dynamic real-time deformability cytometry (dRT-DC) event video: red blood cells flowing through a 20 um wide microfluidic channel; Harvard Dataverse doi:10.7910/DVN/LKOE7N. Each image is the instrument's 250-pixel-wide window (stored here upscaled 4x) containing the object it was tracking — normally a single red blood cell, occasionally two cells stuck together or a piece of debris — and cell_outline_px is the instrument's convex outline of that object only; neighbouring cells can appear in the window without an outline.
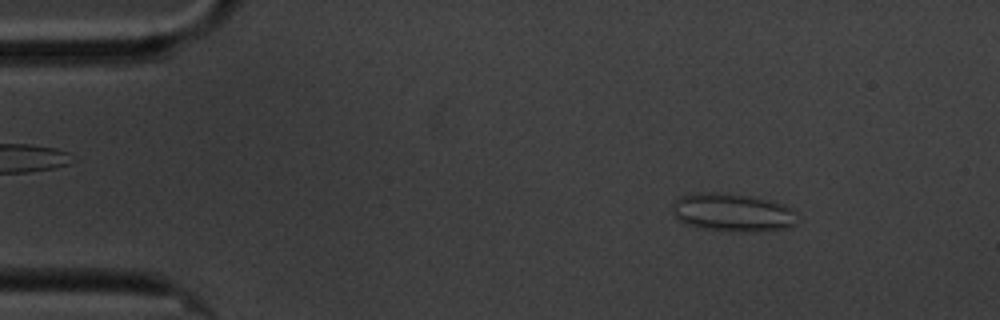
{"species": "common noctule bat (a hibernating species)", "species_latin": "Nyctalus noctula", "temperature_condition": "cold", "stored_images_in_passage": 6, "camera_frame_rate_fps": 3000, "um_per_image_px": 0.085, "animal": {"sex": "male", "body_mass_g": 20.1, "forearm_length_mm": 53.5}, "frame": {"image": 1, "passage_image": 2, "time_ms": 1.0, "image_size_px": [1000, 320], "cell_outline_px": [[796, 212], [792, 224], [784, 228], [756, 232], [736, 232], [696, 228], [680, 220], [672, 212], [672, 208], [676, 196], [696, 192], [716, 192], [752, 196], [772, 200], [784, 204], [792, 208]], "centroid_in_image_um": [62.22, 18.05], "position_along_channel_um": 22.8, "area_um2": 28.09}}
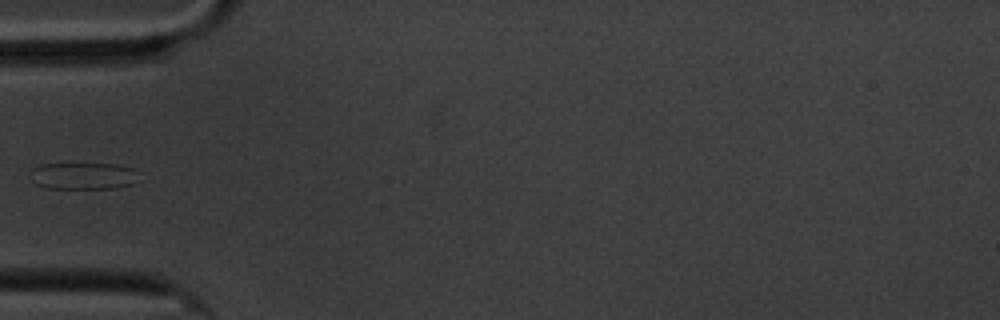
{"frame": {"image": 2, "passage_image": 5, "time_ms": 4.667, "image_size_px": [1000, 320], "cell_outline_px": [[136, 168], [132, 184], [112, 188], [48, 188], [36, 184], [32, 180], [32, 168], [40, 164], [116, 164]], "centroid_in_image_um": [7.04, 14.94], "position_along_channel_um": 78.0, "area_um2": 16.65}}
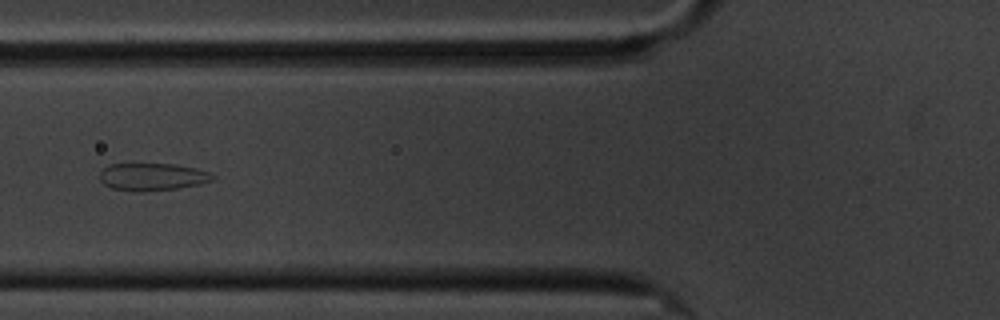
{"frame": {"image": 3, "passage_image": 6, "time_ms": 5.667, "image_size_px": [1000, 320], "cell_outline_px": [[216, 180], [200, 184], [176, 188], [144, 192], [136, 192], [112, 188], [104, 184], [100, 180], [100, 172], [108, 164], [176, 164], [208, 172], [216, 176]], "centroid_in_image_um": [12.95, 15.04], "position_along_channel_um": 112.9, "area_um2": 18.09}}